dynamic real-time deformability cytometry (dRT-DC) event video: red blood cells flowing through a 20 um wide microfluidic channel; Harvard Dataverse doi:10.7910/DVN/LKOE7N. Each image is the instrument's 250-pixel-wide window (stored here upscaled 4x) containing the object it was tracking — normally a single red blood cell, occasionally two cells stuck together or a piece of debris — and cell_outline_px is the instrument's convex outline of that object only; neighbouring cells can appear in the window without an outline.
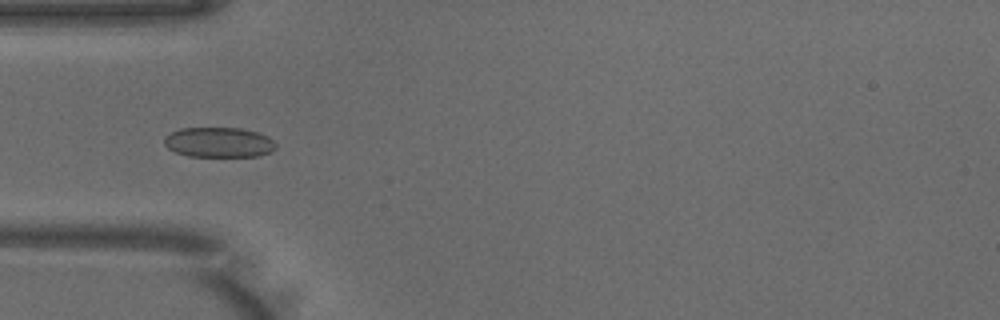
{"species": "common noctule bat (a hibernating species)", "species_latin": "Nyctalus noctula", "temperature_condition": "warm", "stored_images_in_passage": 50, "camera_frame_rate_fps": 3000, "um_per_image_px": 0.085, "animal": {"sex": "male", "body_mass_g": 18.8}, "frame": {"image": 1, "passage_image": 15, "time_ms": 4.667, "image_size_px": [1000, 320], "cell_outline_px": [[276, 148], [272, 152], [260, 156], [188, 156], [176, 152], [168, 148], [164, 144], [164, 136], [180, 128], [240, 128], [256, 132], [268, 136], [276, 144]], "centroid_in_image_um": [18.61, 12.1], "position_along_channel_um": 66.4, "area_um2": 19.59}}
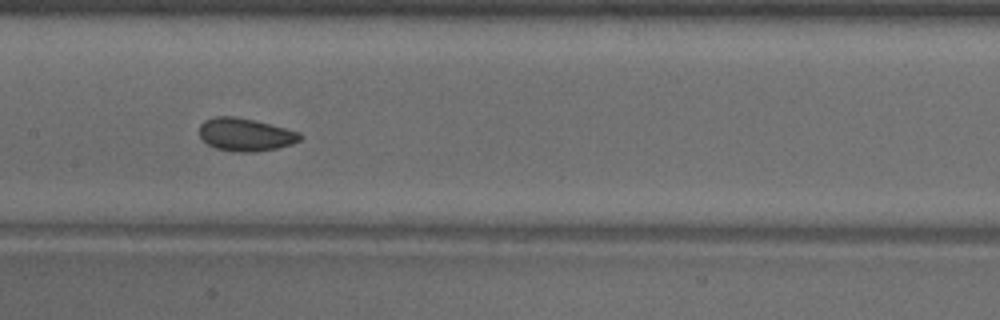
{"frame": {"image": 2, "passage_image": 24, "time_ms": 7.667, "image_size_px": [1000, 320], "cell_outline_px": [[304, 136], [300, 140], [292, 144], [276, 148], [256, 152], [232, 152], [216, 148], [208, 144], [200, 136], [200, 124], [204, 120], [216, 116], [232, 116], [252, 120], [300, 132]], "centroid_in_image_um": [20.86, 11.45], "position_along_channel_um": 186.5, "area_um2": 19.19}}
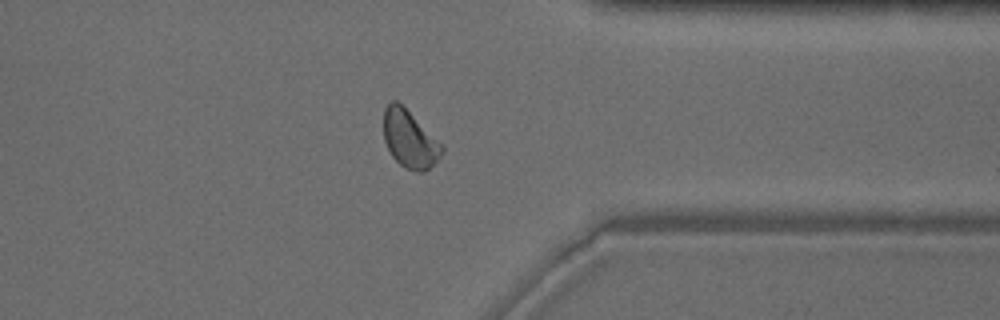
{"frame": {"image": 3, "passage_image": 39, "time_ms": 12.667, "image_size_px": [1000, 320], "cell_outline_px": [[444, 152], [424, 172], [416, 172], [404, 168], [392, 156], [384, 140], [384, 108], [392, 100], [396, 100], [444, 148]], "centroid_in_image_um": [34.78, 11.86], "position_along_channel_um": 376.6, "area_um2": 18.79}, "authors_computed_cell_mechanics": {"area_um2": 19.6231, "velocity_mm_per_s": 3.9692, "shape_relaxation_time_tau1_ms": null, "shape_relaxation_time_tau2_ms": 1.3292, "deformation_change_tau1": null, "deformation_change_tau2": 0.0501}}